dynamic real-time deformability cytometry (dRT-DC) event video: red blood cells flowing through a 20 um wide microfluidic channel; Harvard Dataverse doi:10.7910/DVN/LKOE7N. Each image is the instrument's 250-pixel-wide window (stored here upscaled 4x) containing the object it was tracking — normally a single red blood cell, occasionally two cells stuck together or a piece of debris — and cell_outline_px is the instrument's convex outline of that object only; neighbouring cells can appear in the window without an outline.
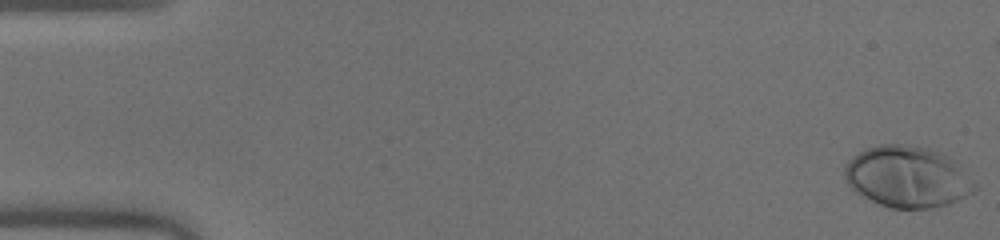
{"species": "human", "species_latin": "Homo sapiens", "temperature_condition": "warm", "stored_images_in_passage": 51, "camera_frame_rate_fps": 3000, "um_per_image_px": 0.085, "donor": {"sex": "male"}, "frame": {"image": 1, "passage_image": 1, "time_ms": 0.0, "image_size_px": [1000, 240], "cell_outline_px": [[976, 188], [972, 192], [948, 204], [932, 208], [892, 208], [880, 204], [856, 192], [848, 184], [844, 176], [844, 164], [852, 156], [868, 148], [880, 144], [904, 144], [928, 148], [940, 152], [952, 160], [976, 184]], "centroid_in_image_um": [77.08, 15.02], "position_along_channel_um": 7.9, "area_um2": 45.89}}
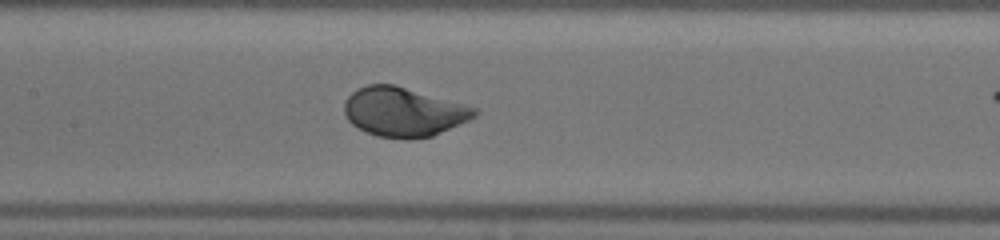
{"frame": {"image": 2, "passage_image": 25, "time_ms": 8.0, "image_size_px": [1000, 240], "cell_outline_px": [[480, 112], [476, 116], [468, 120], [432, 136], [408, 140], [376, 136], [352, 124], [348, 120], [344, 112], [344, 100], [356, 88], [368, 84], [392, 84], [464, 104], [476, 108]], "centroid_in_image_um": [34.27, 9.52], "position_along_channel_um": 173.1, "area_um2": 37.22}}
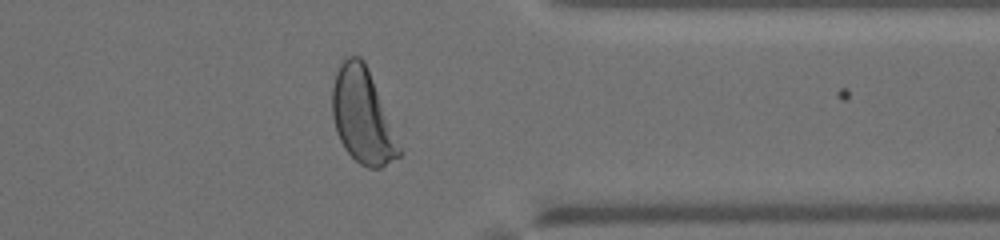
{"frame": {"image": 3, "passage_image": 41, "time_ms": 13.333, "image_size_px": [1000, 240], "cell_outline_px": [[400, 156], [380, 168], [368, 168], [360, 164], [344, 148], [336, 132], [332, 116], [332, 88], [336, 72], [340, 64], [348, 56], [360, 56], [364, 60], [400, 148]], "centroid_in_image_um": [30.76, 9.87], "position_along_channel_um": 380.6, "area_um2": 35.95}, "authors_computed_cell_mechanics": {"area_um2": 37.859, "velocity_mm_per_s": 4.0208, "shape_relaxation_time_tau1_ms": 2.3144, "shape_relaxation_time_tau2_ms": null, "deformation_change_tau1": 0.1798, "deformation_change_tau2": null}}